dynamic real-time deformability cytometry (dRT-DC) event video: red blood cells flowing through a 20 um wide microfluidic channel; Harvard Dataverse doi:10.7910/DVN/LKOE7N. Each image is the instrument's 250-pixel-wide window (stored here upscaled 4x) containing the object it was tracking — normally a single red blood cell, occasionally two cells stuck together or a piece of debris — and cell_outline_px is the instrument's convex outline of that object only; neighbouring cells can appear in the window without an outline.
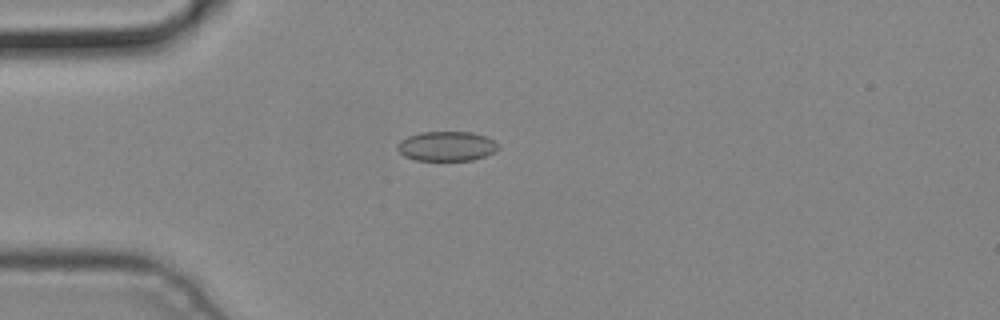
{"species": "common noctule bat (a hibernating species)", "species_latin": "Nyctalus noctula", "temperature_condition": "cold", "stored_images_in_passage": 5, "camera_frame_rate_fps": 3000, "um_per_image_px": 0.085, "animal": {"sex": "male", "body_mass_g": 19.2, "forearm_length_mm": 51.8}, "frame": {"image": 1, "passage_image": 4, "time_ms": 1.0, "image_size_px": [1000, 320], "cell_outline_px": [[500, 148], [496, 152], [472, 160], [416, 160], [404, 156], [396, 148], [400, 140], [408, 136], [420, 132], [472, 132], [484, 136], [500, 144]], "centroid_in_image_um": [37.98, 12.42], "position_along_channel_um": 47.0, "area_um2": 17.46}}